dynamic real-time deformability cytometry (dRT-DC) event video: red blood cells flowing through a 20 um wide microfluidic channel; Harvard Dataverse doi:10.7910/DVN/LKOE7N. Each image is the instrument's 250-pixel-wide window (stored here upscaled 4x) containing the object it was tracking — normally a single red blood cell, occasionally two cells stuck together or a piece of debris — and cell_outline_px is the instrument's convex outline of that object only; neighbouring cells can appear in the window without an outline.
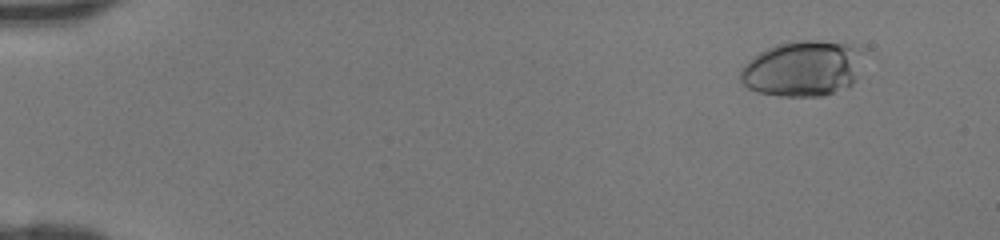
{"species": "human", "species_latin": "Homo sapiens", "temperature_condition": "room temperature", "stored_images_in_passage": 47, "camera_frame_rate_fps": 3000, "um_per_image_px": 0.085, "donor": {"sex": "female"}, "frame": {"image": 1, "passage_image": 5, "time_ms": 1.333, "image_size_px": [1000, 240], "cell_outline_px": [[868, 52], [856, 80], [848, 88], [824, 96], [780, 96], [760, 92], [748, 88], [740, 80], [740, 68], [748, 60], [760, 52], [776, 44], [796, 40], [816, 40], [852, 44], [868, 48]], "centroid_in_image_um": [68.35, 5.8], "position_along_channel_um": 16.7, "area_um2": 41.1}}
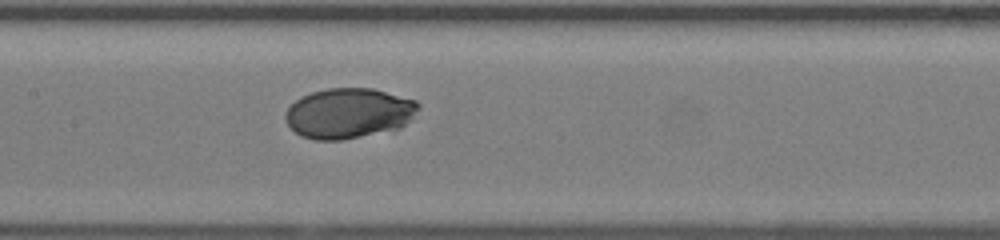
{"frame": {"image": 2, "passage_image": 25, "time_ms": 8.0, "image_size_px": [1000, 240], "cell_outline_px": [[420, 108], [400, 128], [340, 140], [316, 140], [300, 136], [288, 124], [284, 116], [284, 112], [300, 96], [312, 92], [328, 88], [372, 88], [416, 100], [420, 104]], "centroid_in_image_um": [29.62, 9.61], "position_along_channel_um": 177.8, "area_um2": 38.73}}
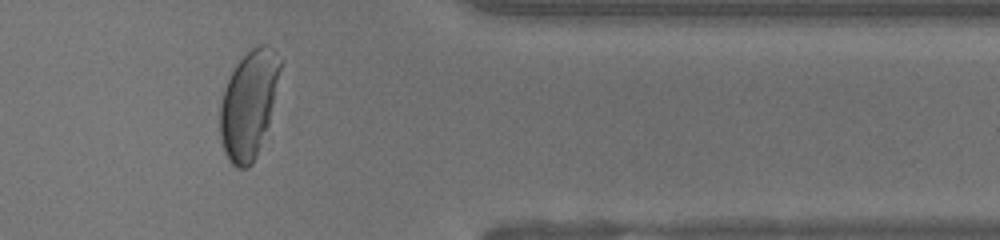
{"frame": {"image": 3, "passage_image": 40, "time_ms": 13.0, "image_size_px": [1000, 240], "cell_outline_px": [[284, 60], [268, 124], [256, 156], [252, 164], [248, 168], [236, 168], [228, 160], [220, 136], [220, 104], [224, 88], [236, 64], [252, 48], [260, 44], [268, 44]], "centroid_in_image_um": [21.17, 8.83], "position_along_channel_um": 390.2, "area_um2": 37.74}}